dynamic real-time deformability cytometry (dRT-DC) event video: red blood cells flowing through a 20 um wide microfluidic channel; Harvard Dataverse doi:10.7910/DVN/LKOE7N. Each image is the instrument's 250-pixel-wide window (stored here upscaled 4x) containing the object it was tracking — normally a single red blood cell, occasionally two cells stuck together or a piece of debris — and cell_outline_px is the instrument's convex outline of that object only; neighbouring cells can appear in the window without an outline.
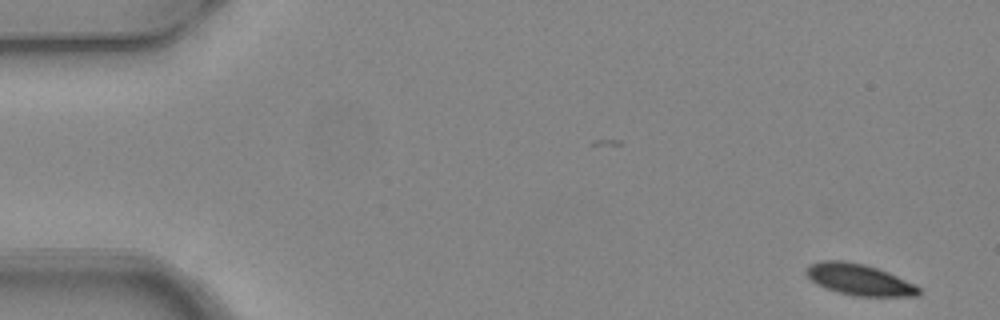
{"species": "common noctule bat (a hibernating species)", "species_latin": "Nyctalus noctula", "temperature_condition": "warm", "stored_images_in_passage": 6, "camera_frame_rate_fps": 3000, "um_per_image_px": 0.085, "animal": {"sex": "female", "body_mass_g": 24.6, "forearm_length_mm": 56.2}, "frame": {"image": 1, "passage_image": 1, "time_ms": 0.0, "image_size_px": [1000, 320], "cell_outline_px": [[920, 292], [916, 296], [856, 296], [840, 292], [816, 284], [804, 272], [808, 264], [820, 260], [844, 260], [864, 264], [888, 272], [916, 284], [920, 288]], "centroid_in_image_um": [73.02, 23.75], "position_along_channel_um": 12.0, "area_um2": 20.46}}
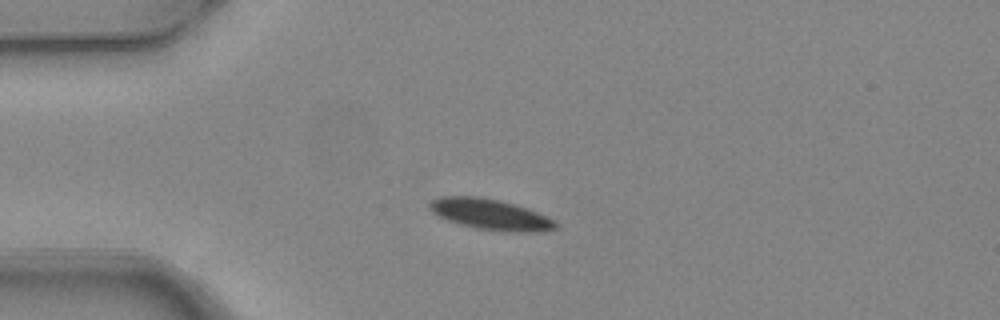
{"frame": {"image": 2, "passage_image": 4, "time_ms": 1.0, "image_size_px": [1000, 320], "cell_outline_px": [[560, 228], [544, 232], [504, 232], [476, 228], [460, 224], [448, 220], [432, 212], [428, 208], [428, 204], [432, 200], [440, 196], [480, 196], [500, 200], [516, 204], [556, 220], [560, 224]], "centroid_in_image_um": [41.75, 18.23], "position_along_channel_um": 43.2, "area_um2": 23.0}}
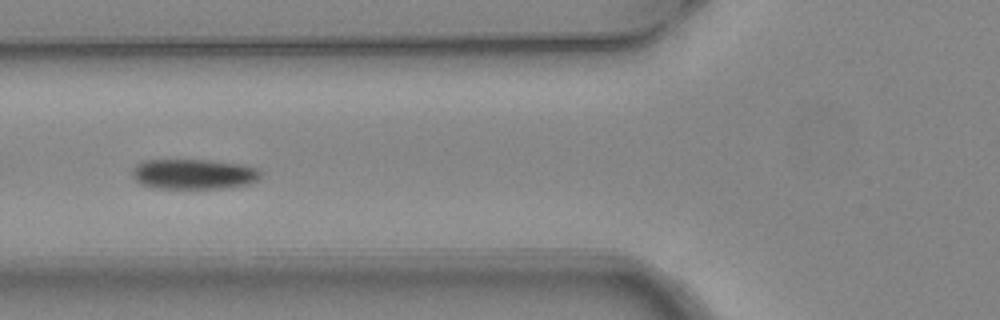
{"frame": {"image": 3, "passage_image": 6, "time_ms": 1.667, "image_size_px": [1000, 320], "cell_outline_px": [[260, 180], [248, 184], [224, 188], [156, 188], [140, 184], [132, 176], [132, 168], [136, 164], [144, 160], [212, 160], [244, 164], [260, 168]], "centroid_in_image_um": [16.49, 14.79], "position_along_channel_um": 109.3, "area_um2": 22.89}}